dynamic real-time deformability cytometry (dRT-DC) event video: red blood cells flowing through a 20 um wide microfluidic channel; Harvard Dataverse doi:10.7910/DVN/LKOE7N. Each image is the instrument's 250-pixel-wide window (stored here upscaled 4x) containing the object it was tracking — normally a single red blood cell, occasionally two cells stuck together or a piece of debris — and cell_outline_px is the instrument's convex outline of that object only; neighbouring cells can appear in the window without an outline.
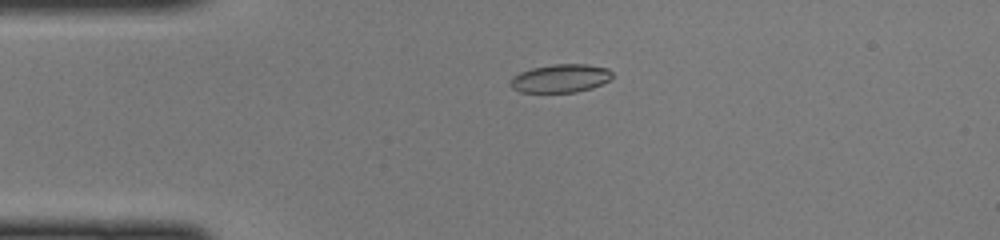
{"species": "common noctule bat (a hibernating species)", "species_latin": "Nyctalus noctula", "temperature_condition": "cold", "stored_images_in_passage": 47, "camera_frame_rate_fps": 3000, "um_per_image_px": 0.085, "animal": {"sex": "female", "body_mass_g": 22.0, "forearm_length_mm": 56.7}, "frame": {"image": 1, "passage_image": 11, "time_ms": 3.333, "image_size_px": [1000, 240], "cell_outline_px": [[612, 76], [608, 80], [592, 88], [576, 92], [520, 92], [512, 88], [508, 84], [512, 76], [520, 72], [532, 68], [552, 64], [588, 64], [608, 68], [612, 72]], "centroid_in_image_um": [47.61, 6.65], "position_along_channel_um": 37.4, "area_um2": 16.88}}
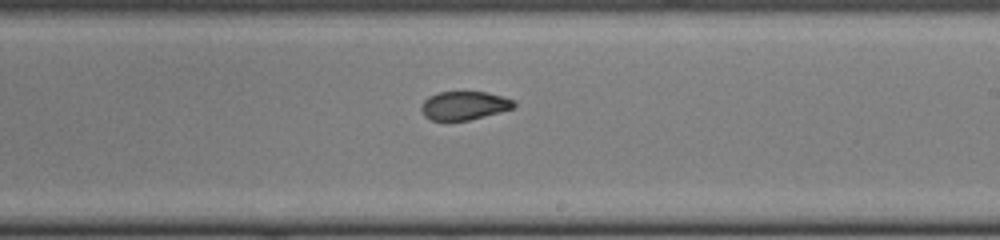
{"frame": {"image": 2, "passage_image": 28, "time_ms": 9.0, "image_size_px": [1000, 240], "cell_outline_px": [[516, 104], [512, 108], [500, 112], [468, 120], [432, 120], [424, 116], [420, 108], [424, 100], [428, 96], [436, 92], [488, 92], [504, 96], [512, 100]], "centroid_in_image_um": [39.43, 8.96], "position_along_channel_um": 249.6, "area_um2": 15.37}}
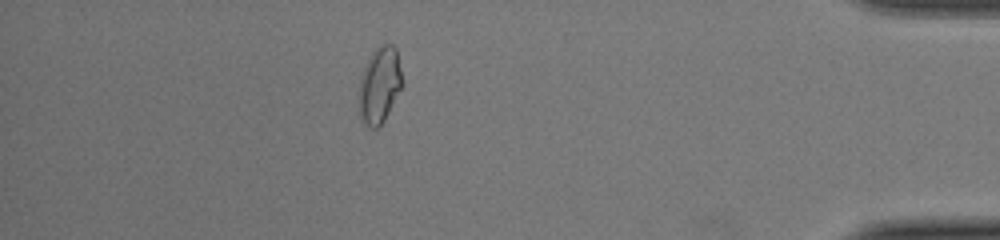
{"frame": {"image": 3, "passage_image": 42, "time_ms": 13.667, "image_size_px": [1000, 240], "cell_outline_px": [[404, 84], [384, 120], [376, 128], [372, 128], [364, 124], [360, 120], [360, 76], [368, 56], [372, 52], [384, 44], [392, 44], [396, 48]], "centroid_in_image_um": [32.27, 7.22], "position_along_channel_um": 402.9, "area_um2": 19.19}}